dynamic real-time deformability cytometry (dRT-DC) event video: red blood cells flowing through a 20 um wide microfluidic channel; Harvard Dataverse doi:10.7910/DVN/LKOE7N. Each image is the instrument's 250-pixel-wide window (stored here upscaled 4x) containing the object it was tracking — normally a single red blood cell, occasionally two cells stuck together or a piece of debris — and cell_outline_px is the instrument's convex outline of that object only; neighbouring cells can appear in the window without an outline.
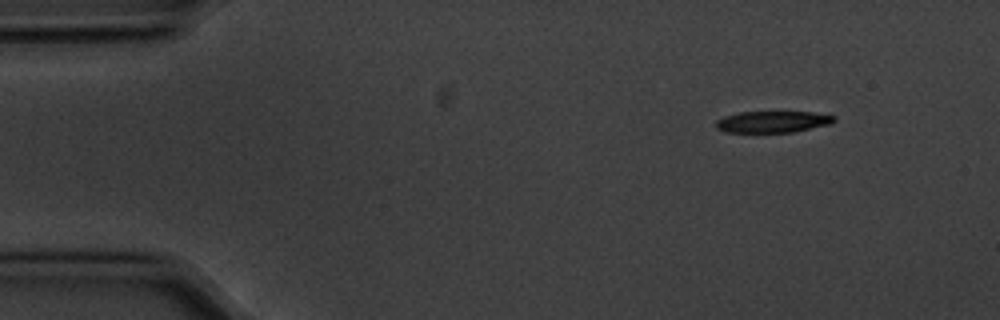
{"species": "common noctule bat (a hibernating species)", "species_latin": "Nyctalus noctula", "temperature_condition": "cold", "stored_images_in_passage": 50, "camera_frame_rate_fps": 3000, "um_per_image_px": 0.085, "animal": {"sex": "male", "body_mass_g": 20.1, "forearm_length_mm": 53.5}, "frame": {"image": 1, "passage_image": 1, "time_ms": 0.0, "image_size_px": [1000, 320], "cell_outline_px": [[836, 120], [828, 124], [792, 132], [724, 132], [716, 128], [716, 120], [724, 116], [740, 112], [812, 112], [836, 116]], "centroid_in_image_um": [65.64, 10.35], "position_along_channel_um": 19.4, "area_um2": 14.68}}
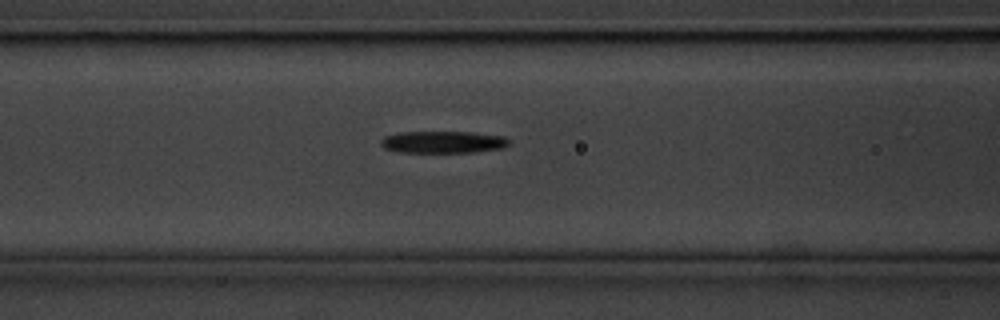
{"frame": {"image": 2, "passage_image": 17, "time_ms": 5.333, "image_size_px": [1000, 320], "cell_outline_px": [[512, 140], [508, 144], [500, 148], [476, 152], [400, 152], [384, 148], [380, 144], [380, 140], [384, 136], [400, 132], [472, 132], [504, 136]], "centroid_in_image_um": [37.65, 12.07], "position_along_channel_um": 128.9, "area_um2": 16.47}}
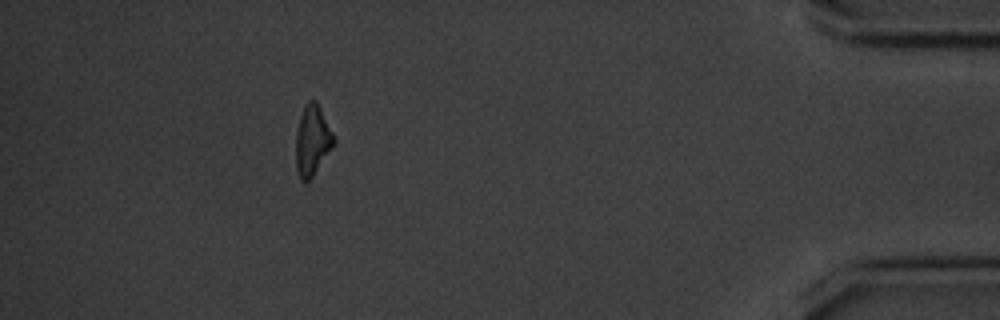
{"frame": {"image": 3, "passage_image": 45, "time_ms": 14.667, "image_size_px": [1000, 320], "cell_outline_px": [[336, 140], [332, 148], [312, 176], [308, 180], [300, 180], [296, 168], [296, 132], [300, 116], [304, 104], [308, 100], [316, 100]], "centroid_in_image_um": [26.53, 11.91], "position_along_channel_um": 408.7, "area_um2": 15.32}, "authors_computed_cell_mechanics": {"area_um2": 16.473, "velocity_mm_per_s": 3.5843, "shape_relaxation_time_tau1_ms": 4.2578, "shape_relaxation_time_tau2_ms": null, "deformation_change_tau1": 0.1621, "deformation_change_tau2": null}}